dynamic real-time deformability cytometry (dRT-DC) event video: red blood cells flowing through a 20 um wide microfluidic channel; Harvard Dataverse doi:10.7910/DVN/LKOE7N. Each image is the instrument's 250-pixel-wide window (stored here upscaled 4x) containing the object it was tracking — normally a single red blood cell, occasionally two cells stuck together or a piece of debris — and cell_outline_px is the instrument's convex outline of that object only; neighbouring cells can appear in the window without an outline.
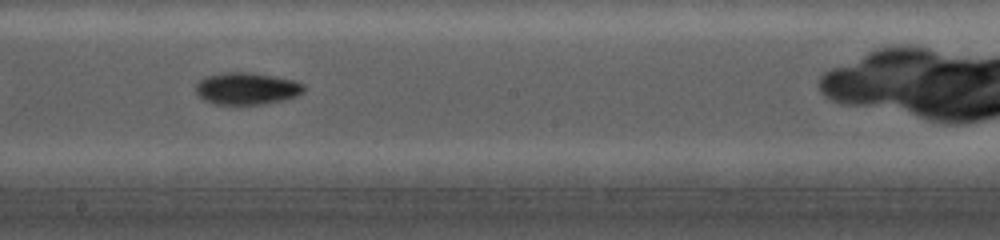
{"species": "common noctule bat (a hibernating species)", "species_latin": "Nyctalus noctula", "temperature_condition": "cold", "stored_images_in_passage": 17, "camera_frame_rate_fps": 5000, "um_per_image_px": 0.085, "animal": {"sex": "female", "body_mass_g": 19.0, "forearm_length_mm": 56.7}, "frame": {"image": 1, "passage_image": 8, "time_ms": 4.8, "image_size_px": [1000, 240], "cell_outline_px": [[304, 92], [296, 96], [280, 100], [260, 104], [216, 104], [204, 100], [196, 92], [196, 84], [204, 76], [224, 72], [248, 72], [272, 76], [292, 80], [304, 84]], "centroid_in_image_um": [20.94, 7.51], "position_along_channel_um": 227.3, "area_um2": 19.94}}